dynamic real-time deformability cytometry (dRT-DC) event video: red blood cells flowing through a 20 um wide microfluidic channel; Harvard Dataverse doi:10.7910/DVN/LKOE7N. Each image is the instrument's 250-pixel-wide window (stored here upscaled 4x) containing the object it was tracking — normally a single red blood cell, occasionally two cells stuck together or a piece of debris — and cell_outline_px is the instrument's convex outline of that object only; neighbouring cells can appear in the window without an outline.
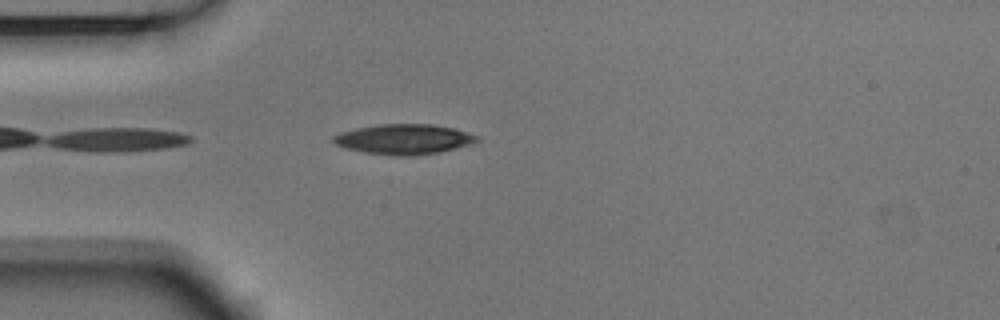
{"species": "Egyptian fruit bat (a non-hibernating species)", "species_latin": "Rousettus aegyptiacus", "temperature_condition": "room temperature", "stored_images_in_passage": 3, "camera_frame_rate_fps": 3000, "um_per_image_px": 0.085, "animal": {"sex": "male"}, "frame": {"image": 1, "passage_image": 3, "time_ms": 0.667, "image_size_px": [1000, 320], "cell_outline_px": [[480, 140], [472, 144], [440, 152], [408, 156], [396, 156], [368, 152], [348, 148], [336, 144], [332, 140], [332, 136], [340, 132], [356, 128], [380, 124], [432, 124], [456, 128], [476, 136]], "centroid_in_image_um": [34.36, 11.82], "position_along_channel_um": 50.6, "area_um2": 25.03}}